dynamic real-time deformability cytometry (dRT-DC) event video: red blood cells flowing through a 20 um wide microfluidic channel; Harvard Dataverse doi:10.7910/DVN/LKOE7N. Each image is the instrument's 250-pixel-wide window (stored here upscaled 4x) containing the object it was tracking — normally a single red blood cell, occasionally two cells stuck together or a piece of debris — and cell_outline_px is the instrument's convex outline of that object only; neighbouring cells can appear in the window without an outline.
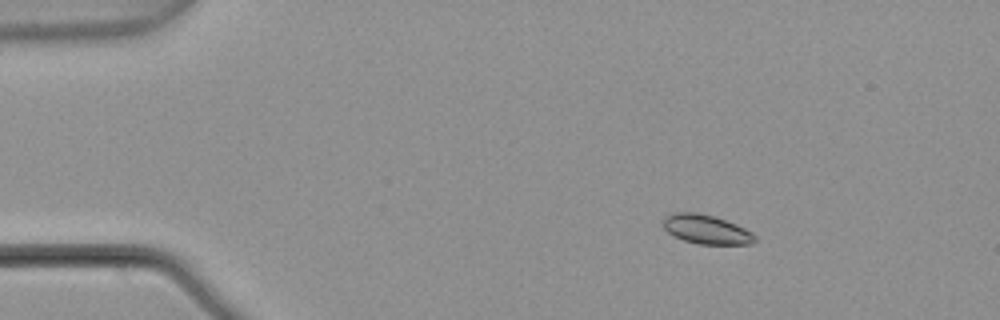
{"species": "common noctule bat (a hibernating species)", "species_latin": "Nyctalus noctula", "temperature_condition": "warm", "stored_images_in_passage": 7, "camera_frame_rate_fps": 3000, "um_per_image_px": 0.085, "animal": {"sex": "male", "body_mass_g": 21.5, "forearm_length_mm": 52.0}, "frame": {"image": 1, "passage_image": 2, "time_ms": 0.333, "image_size_px": [1000, 320], "cell_outline_px": [[756, 240], [752, 244], [700, 244], [684, 240], [668, 232], [664, 228], [664, 216], [672, 212], [696, 212], [712, 216], [736, 224], [752, 232], [756, 236]], "centroid_in_image_um": [60.04, 19.49], "position_along_channel_um": 25.0, "area_um2": 15.43}}
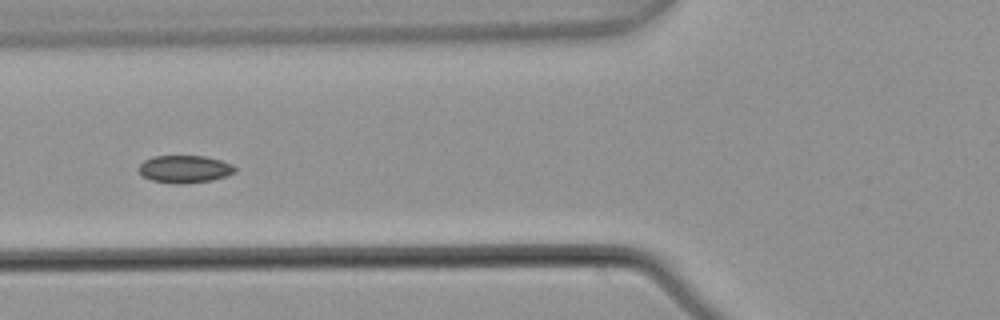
{"frame": {"image": 2, "passage_image": 5, "time_ms": 1.333, "image_size_px": [1000, 320], "cell_outline_px": [[236, 172], [212, 180], [184, 184], [172, 184], [152, 180], [144, 176], [140, 172], [140, 164], [144, 160], [152, 156], [204, 156], [220, 160], [232, 164], [236, 168]], "centroid_in_image_um": [15.71, 14.37], "position_along_channel_um": 110.1, "area_um2": 15.37}}
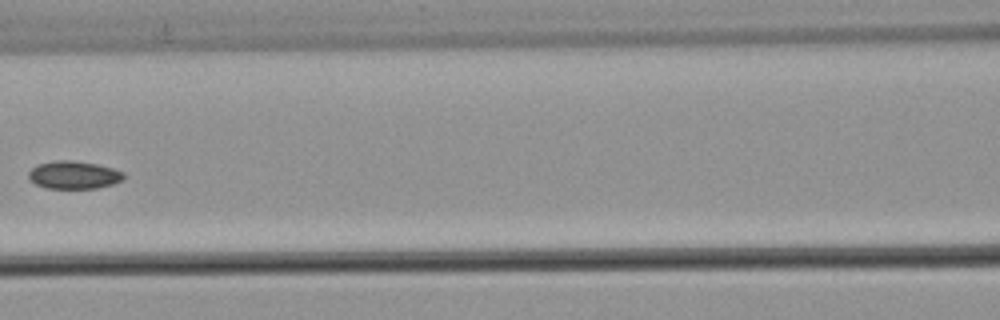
{"frame": {"image": 3, "passage_image": 6, "time_ms": 1.667, "image_size_px": [1000, 320], "cell_outline_px": [[124, 180], [112, 184], [96, 188], [48, 188], [36, 184], [28, 180], [28, 172], [32, 168], [40, 164], [60, 160], [72, 160], [96, 164], [112, 168], [124, 172]], "centroid_in_image_um": [6.28, 14.87], "position_along_channel_um": 160.3, "area_um2": 15.32}}